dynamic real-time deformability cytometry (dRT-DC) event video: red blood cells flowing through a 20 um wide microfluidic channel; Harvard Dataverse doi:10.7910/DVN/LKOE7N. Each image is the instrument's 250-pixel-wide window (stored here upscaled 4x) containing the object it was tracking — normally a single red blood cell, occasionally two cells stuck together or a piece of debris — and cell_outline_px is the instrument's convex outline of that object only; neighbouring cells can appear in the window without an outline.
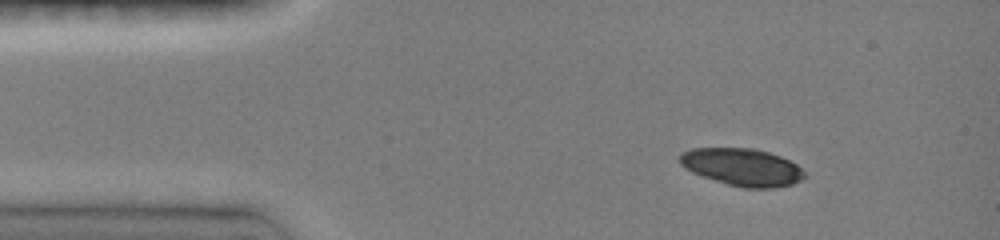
{"species": "common noctule bat (a hibernating species)", "species_latin": "Nyctalus noctula", "temperature_condition": "room temperature", "stored_images_in_passage": 5, "camera_frame_rate_fps": 3000, "um_per_image_px": 0.085, "animal": {"sex": "female", "body_mass_g": 19.0, "forearm_length_mm": 51.5}, "frame": {"image": 1, "passage_image": 1, "time_ms": 0.0, "image_size_px": [1000, 240], "cell_outline_px": [[808, 176], [792, 184], [772, 188], [744, 188], [728, 184], [692, 172], [684, 168], [680, 164], [680, 152], [692, 148], [756, 148], [780, 156], [796, 164]], "centroid_in_image_um": [63.08, 14.19], "position_along_channel_um": 21.9, "area_um2": 27.11}}
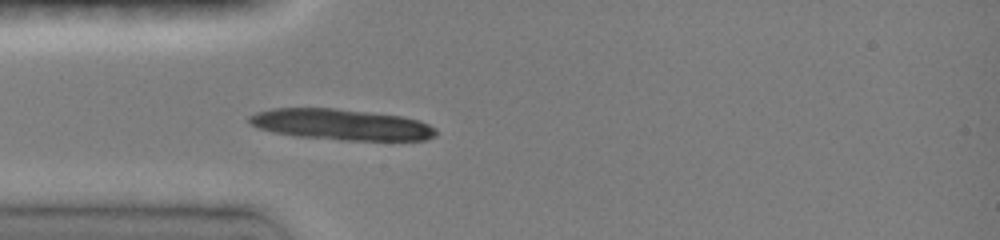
{"frame": {"image": 2, "passage_image": 5, "time_ms": 2.333, "image_size_px": [1000, 240], "cell_outline_px": [[436, 136], [424, 140], [340, 140], [296, 136], [272, 132], [256, 128], [248, 120], [248, 116], [256, 112], [272, 108], [336, 108], [404, 116], [420, 120], [436, 128]], "centroid_in_image_um": [29.0, 10.58], "position_along_channel_um": 56.0, "area_um2": 33.99}}